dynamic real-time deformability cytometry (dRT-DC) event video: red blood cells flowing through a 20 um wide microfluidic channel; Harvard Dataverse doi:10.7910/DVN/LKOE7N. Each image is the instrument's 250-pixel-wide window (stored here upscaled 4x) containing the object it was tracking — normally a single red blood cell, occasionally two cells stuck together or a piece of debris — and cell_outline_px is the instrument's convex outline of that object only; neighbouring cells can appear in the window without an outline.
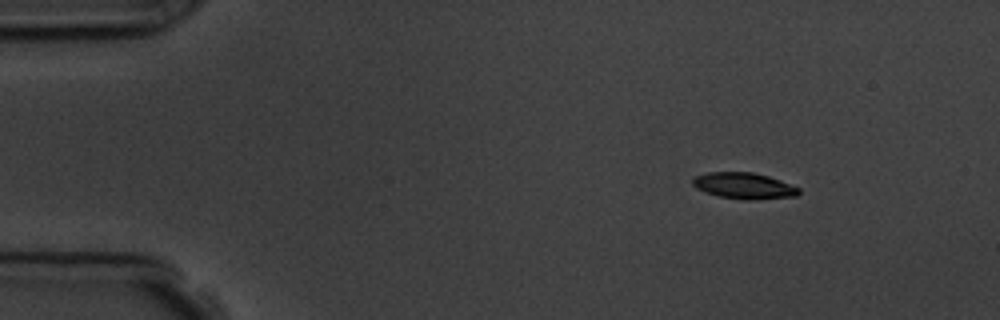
{"species": "common noctule bat (a hibernating species)", "species_latin": "Nyctalus noctula", "temperature_condition": "room temperature", "stored_images_in_passage": 4, "camera_frame_rate_fps": 3000, "um_per_image_px": 0.085, "animal": {"sex": "male", "body_mass_g": 19.5, "forearm_length_mm": 54.6}, "frame": {"image": 1, "passage_image": 1, "time_ms": 0.0, "image_size_px": [1000, 320], "cell_outline_px": [[800, 192], [796, 196], [748, 200], [720, 196], [704, 192], [696, 188], [692, 184], [692, 180], [696, 176], [708, 172], [752, 172], [768, 176], [780, 180], [800, 188]], "centroid_in_image_um": [63.23, 15.78], "position_along_channel_um": 21.8, "area_um2": 16.07}}